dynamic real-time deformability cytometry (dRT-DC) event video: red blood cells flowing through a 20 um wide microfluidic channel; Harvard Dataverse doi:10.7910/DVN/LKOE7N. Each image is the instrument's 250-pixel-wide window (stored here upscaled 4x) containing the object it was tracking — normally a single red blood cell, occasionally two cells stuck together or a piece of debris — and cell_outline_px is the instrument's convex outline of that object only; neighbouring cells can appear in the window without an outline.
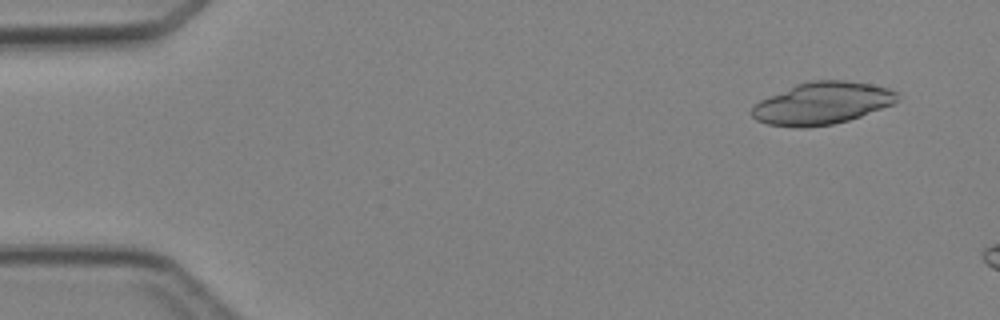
{"species": "Egyptian fruit bat (a non-hibernating species)", "species_latin": "Rousettus aegyptiacus", "temperature_condition": "cold", "stored_images_in_passage": 2, "camera_frame_rate_fps": 3000, "um_per_image_px": 0.085, "animal": {"sex": "female"}, "frame": {"image": 1, "passage_image": 1, "time_ms": 0.0, "image_size_px": [1000, 320], "cell_outline_px": [[900, 100], [892, 104], [860, 116], [848, 120], [832, 124], [808, 128], [796, 128], [768, 124], [756, 120], [752, 116], [752, 108], [760, 100], [796, 84], [812, 80], [844, 80], [868, 84], [888, 88], [900, 92]], "centroid_in_image_um": [69.89, 8.78], "position_along_channel_um": 15.1, "area_um2": 35.72}}